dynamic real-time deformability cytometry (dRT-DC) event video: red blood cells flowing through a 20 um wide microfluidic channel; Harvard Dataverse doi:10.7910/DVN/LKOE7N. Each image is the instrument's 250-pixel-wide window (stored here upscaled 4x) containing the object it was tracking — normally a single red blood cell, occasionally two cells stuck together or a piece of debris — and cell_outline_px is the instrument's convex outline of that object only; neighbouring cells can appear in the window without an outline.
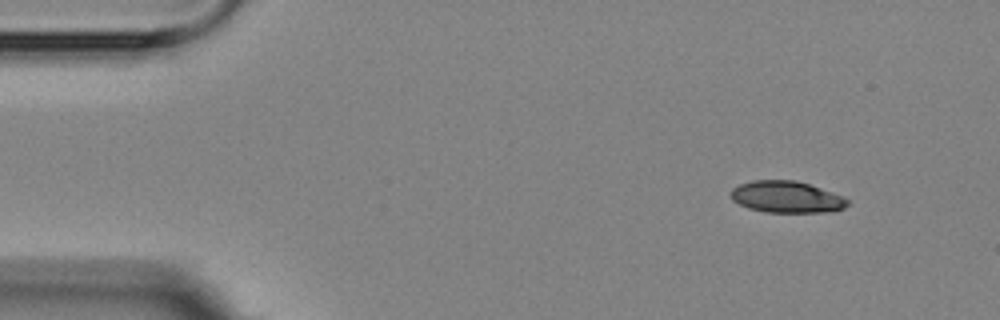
{"species": "Egyptian fruit bat (a non-hibernating species)", "species_latin": "Rousettus aegyptiacus", "temperature_condition": "room temperature", "stored_images_in_passage": 3, "camera_frame_rate_fps": 3000, "um_per_image_px": 0.085, "animal": {"sex": "female"}, "frame": {"image": 1, "passage_image": 1, "time_ms": 0.0, "image_size_px": [1000, 320], "cell_outline_px": [[848, 204], [844, 208], [832, 212], [764, 212], [748, 208], [732, 200], [732, 188], [740, 184], [752, 180], [796, 180], [832, 192], [848, 200]], "centroid_in_image_um": [66.85, 16.74], "position_along_channel_um": 18.2, "area_um2": 21.39}}